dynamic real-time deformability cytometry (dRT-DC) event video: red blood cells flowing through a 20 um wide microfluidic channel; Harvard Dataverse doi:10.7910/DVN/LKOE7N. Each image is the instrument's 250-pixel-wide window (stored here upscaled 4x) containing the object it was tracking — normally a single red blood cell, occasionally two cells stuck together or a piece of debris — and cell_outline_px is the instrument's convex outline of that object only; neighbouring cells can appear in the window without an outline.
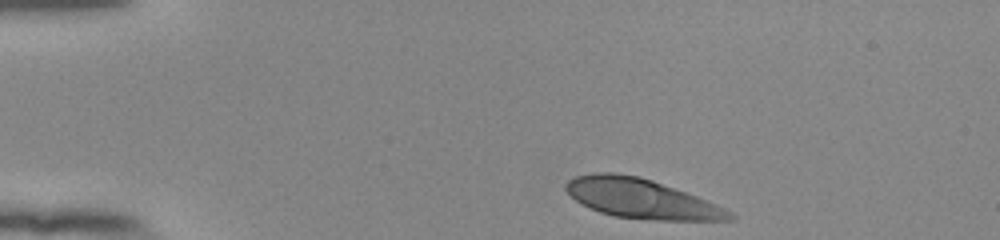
{"species": "human", "species_latin": "Homo sapiens", "temperature_condition": "room temperature", "stored_images_in_passage": 39, "camera_frame_rate_fps": 3000, "um_per_image_px": 0.085, "donor": {"sex": "female"}, "frame": {"image": 1, "passage_image": 1, "time_ms": 0.0, "image_size_px": [1000, 240], "cell_outline_px": [[736, 216], [732, 220], [652, 220], [616, 216], [600, 212], [576, 200], [564, 188], [564, 184], [568, 180], [576, 176], [592, 172], [612, 172], [636, 176], [652, 180], [696, 196], [724, 208], [732, 212]], "centroid_in_image_um": [54.49, 16.88], "position_along_channel_um": 30.5, "area_um2": 37.22}}
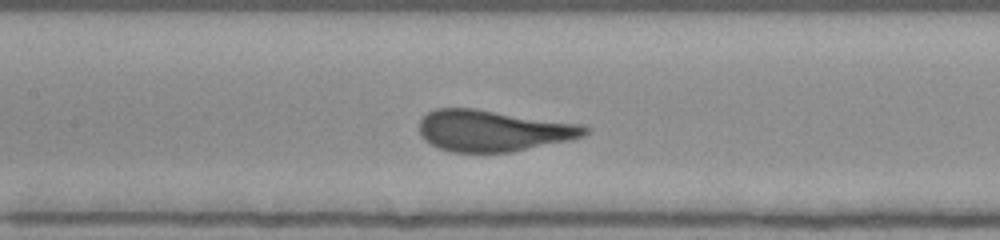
{"frame": {"image": 2, "passage_image": 17, "time_ms": 5.333, "image_size_px": [1000, 240], "cell_outline_px": [[592, 128], [584, 136], [572, 140], [512, 152], [452, 152], [440, 148], [432, 144], [420, 132], [420, 120], [428, 112], [436, 108], [472, 108], [584, 124]], "centroid_in_image_um": [42.01, 11.1], "position_along_channel_um": 165.4, "area_um2": 39.88}}
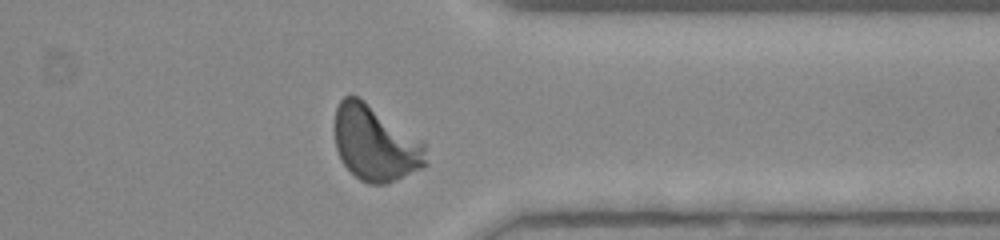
{"frame": {"image": 3, "passage_image": 34, "time_ms": 11.0, "image_size_px": [1000, 240], "cell_outline_px": [[428, 164], [424, 168], [388, 184], [368, 184], [360, 180], [344, 164], [336, 148], [332, 128], [336, 108], [340, 100], [344, 96], [356, 96], [364, 100], [420, 140], [424, 144]], "centroid_in_image_um": [31.87, 12.2], "position_along_channel_um": 379.5, "area_um2": 40.23}, "authors_computed_cell_mechanics": {"area_um2": 39.3618, "velocity_mm_per_s": 3.8387, "shape_relaxation_time_tau1_ms": 3.0572, "shape_relaxation_time_tau2_ms": null, "deformation_change_tau1": 0.159, "deformation_change_tau2": null}}